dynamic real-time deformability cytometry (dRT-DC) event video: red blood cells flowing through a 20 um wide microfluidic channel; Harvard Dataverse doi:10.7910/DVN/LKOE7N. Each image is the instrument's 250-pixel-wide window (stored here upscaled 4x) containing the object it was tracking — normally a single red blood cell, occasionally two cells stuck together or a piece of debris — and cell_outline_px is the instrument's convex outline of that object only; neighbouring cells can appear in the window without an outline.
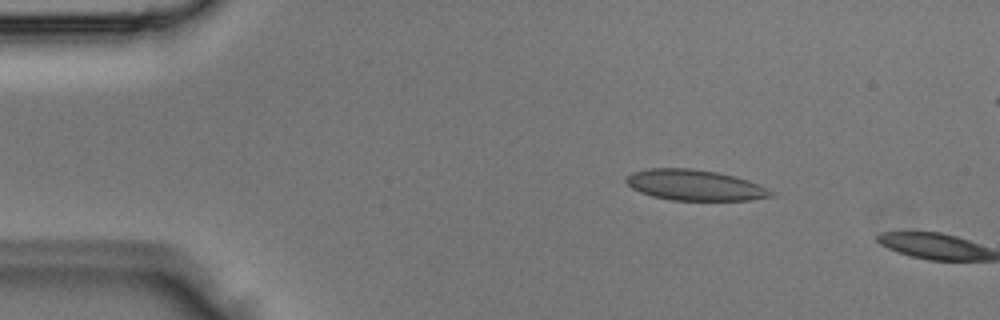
{"species": "Egyptian fruit bat (a non-hibernating species)", "species_latin": "Rousettus aegyptiacus", "temperature_condition": "room temperature", "stored_images_in_passage": 2, "camera_frame_rate_fps": 3000, "um_per_image_px": 0.085, "animal": {"sex": "male"}, "frame": {"image": 1, "passage_image": 1, "time_ms": 0.0, "image_size_px": [1000, 320], "cell_outline_px": [[776, 196], [748, 200], [672, 200], [652, 196], [640, 192], [632, 188], [624, 180], [624, 176], [632, 172], [648, 168], [692, 168], [716, 172], [736, 176], [748, 180], [768, 188], [776, 192]], "centroid_in_image_um": [59.07, 15.73], "position_along_channel_um": 25.9, "area_um2": 26.18}}